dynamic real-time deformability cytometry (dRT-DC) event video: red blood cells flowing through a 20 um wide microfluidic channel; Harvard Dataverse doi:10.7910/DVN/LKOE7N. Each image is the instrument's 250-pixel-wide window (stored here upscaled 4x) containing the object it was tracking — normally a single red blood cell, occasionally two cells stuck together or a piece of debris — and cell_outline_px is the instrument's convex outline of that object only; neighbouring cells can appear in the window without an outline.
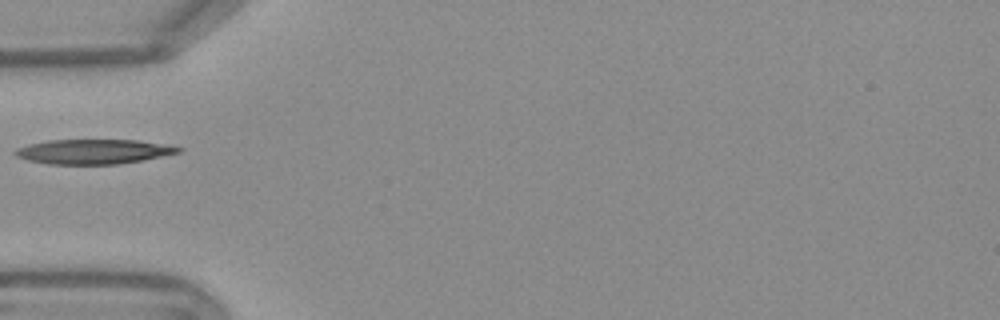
{"species": "Egyptian fruit bat (a non-hibernating species)", "species_latin": "Rousettus aegyptiacus", "temperature_condition": "warm", "stored_images_in_passage": 37, "camera_frame_rate_fps": 3000, "um_per_image_px": 0.085, "frame": {"image": 1, "passage_image": 1, "time_ms": 0.0, "image_size_px": [1000, 320], "cell_outline_px": [[184, 148], [180, 152], [120, 164], [48, 164], [28, 160], [16, 156], [12, 152], [16, 148], [28, 144], [48, 140], [136, 140], [172, 144]], "centroid_in_image_um": [7.95, 12.87], "position_along_channel_um": 77.0, "area_um2": 23.58}}
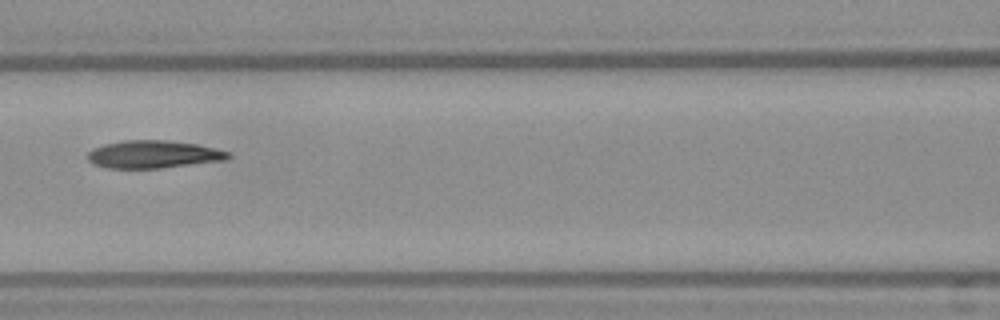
{"frame": {"image": 2, "passage_image": 7, "time_ms": 2.0, "image_size_px": [1000, 320], "cell_outline_px": [[232, 156], [228, 160], [160, 168], [108, 168], [92, 164], [88, 160], [88, 152], [92, 148], [104, 144], [124, 140], [168, 140], [196, 144], [232, 152]], "centroid_in_image_um": [13.06, 13.12], "position_along_channel_um": 153.5, "area_um2": 22.89}}
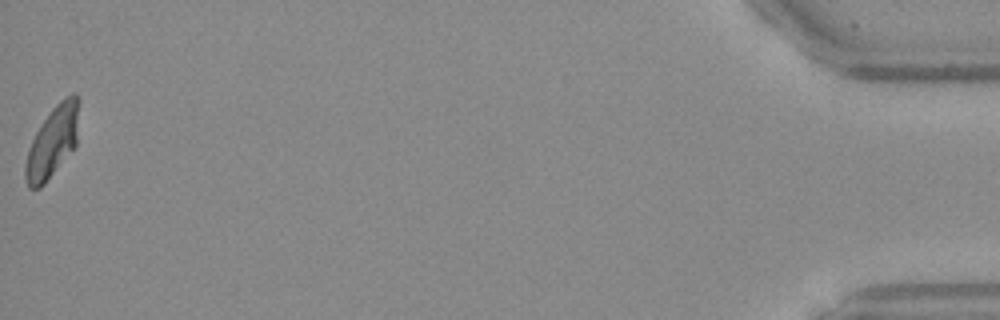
{"frame": {"image": 3, "passage_image": 37, "time_ms": 12.0, "image_size_px": [1000, 320], "cell_outline_px": [[80, 100], [76, 148], [44, 184], [40, 188], [28, 188], [24, 176], [24, 168], [28, 148], [36, 132], [52, 108], [64, 96], [72, 92], [76, 92]], "centroid_in_image_um": [4.5, 12.03], "position_along_channel_um": 430.7, "area_um2": 22.66}}